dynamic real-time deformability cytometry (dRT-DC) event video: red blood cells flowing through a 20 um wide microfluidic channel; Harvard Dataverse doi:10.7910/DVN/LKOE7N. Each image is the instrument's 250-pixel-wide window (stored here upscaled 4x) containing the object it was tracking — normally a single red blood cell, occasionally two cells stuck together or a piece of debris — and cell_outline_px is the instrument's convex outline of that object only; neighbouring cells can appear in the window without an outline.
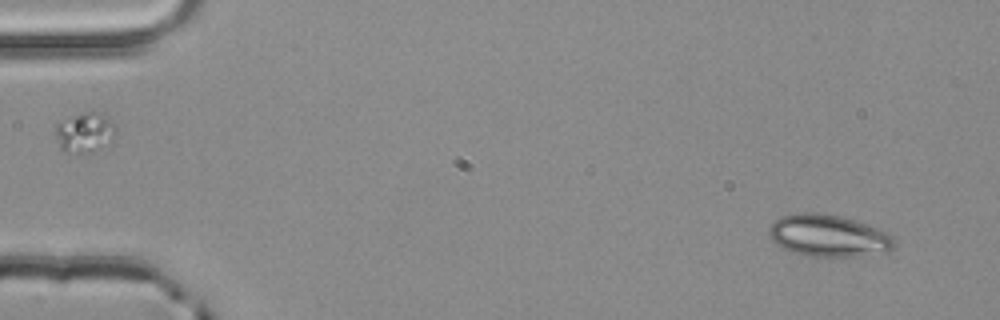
{"species": "common noctule bat (a hibernating species)", "species_latin": "Nyctalus noctula", "temperature_condition": "room temperature", "stored_images_in_passage": 2, "segment_of_instrument_passage": [2, 2], "camera_frame_rate_fps": 3000, "um_per_image_px": 0.085, "animal": {"sex": "male", "body_mass_g": 20.4}, "frame": {"image": 1, "passage_image": 2, "time_ms": 0.333, "image_size_px": [1000, 320], "cell_outline_px": [[896, 244], [892, 252], [856, 256], [808, 256], [792, 252], [776, 244], [772, 240], [768, 232], [768, 228], [772, 220], [780, 216], [800, 212], [816, 212], [840, 216], [888, 232], [896, 240]], "centroid_in_image_um": [70.41, 20.04], "position_along_channel_um": 14.6, "area_um2": 30.92}}